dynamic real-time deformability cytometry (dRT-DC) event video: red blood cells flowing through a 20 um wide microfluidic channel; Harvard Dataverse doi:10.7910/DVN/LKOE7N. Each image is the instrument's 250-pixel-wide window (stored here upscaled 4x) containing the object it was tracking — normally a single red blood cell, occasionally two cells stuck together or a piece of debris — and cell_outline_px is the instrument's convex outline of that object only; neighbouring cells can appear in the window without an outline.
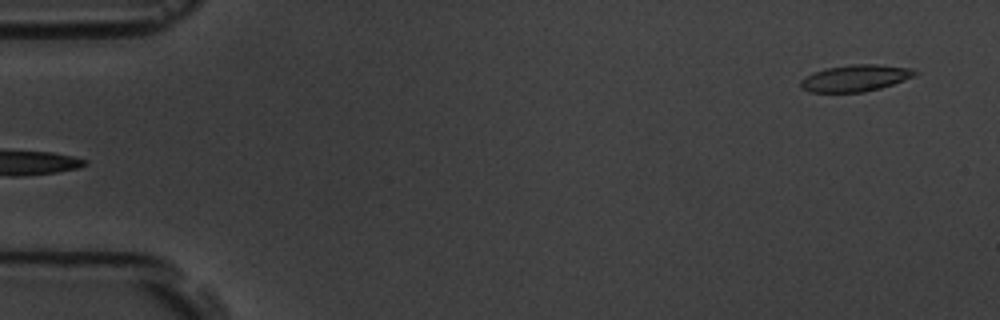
{"species": "common noctule bat (a hibernating species)", "species_latin": "Nyctalus noctula", "temperature_condition": "room temperature", "stored_images_in_passage": 6, "segment_of_instrument_passage": [2, 2], "camera_frame_rate_fps": 3000, "um_per_image_px": 0.085, "animal": {"sex": "male", "body_mass_g": 19.5, "forearm_length_mm": 54.6}, "frame": {"image": 1, "passage_image": 6, "time_ms": 5.667, "image_size_px": [1000, 320], "cell_outline_px": [[920, 72], [916, 76], [880, 88], [864, 92], [808, 92], [800, 88], [800, 80], [804, 76], [812, 72], [824, 68], [852, 64], [880, 64], [912, 68]], "centroid_in_image_um": [72.69, 6.63], "position_along_channel_um": 12.3, "area_um2": 18.09}}